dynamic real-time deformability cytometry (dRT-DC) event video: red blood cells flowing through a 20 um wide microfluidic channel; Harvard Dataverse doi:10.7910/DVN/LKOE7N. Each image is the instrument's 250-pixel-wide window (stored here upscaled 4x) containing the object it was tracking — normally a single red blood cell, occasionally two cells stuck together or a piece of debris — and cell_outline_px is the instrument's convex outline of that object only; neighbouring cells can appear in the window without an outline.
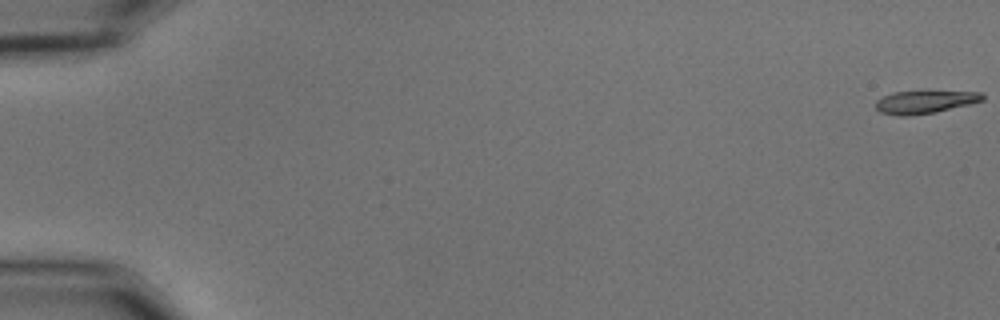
{"species": "common noctule bat (a hibernating species)", "species_latin": "Nyctalus noctula", "temperature_condition": "cold", "stored_images_in_passage": 12, "segment_of_instrument_passage": [1, 2], "camera_frame_rate_fps": 3000, "um_per_image_px": 0.085, "animal": {"sex": "male", "body_mass_g": 15.6}, "frame": {"image": 1, "passage_image": 1, "time_ms": 0.0, "image_size_px": [1000, 320], "cell_outline_px": [[984, 100], [936, 112], [908, 116], [896, 116], [880, 112], [876, 108], [876, 100], [892, 92], [984, 92]], "centroid_in_image_um": [78.58, 8.68], "position_along_channel_um": 6.4, "area_um2": 13.99}}